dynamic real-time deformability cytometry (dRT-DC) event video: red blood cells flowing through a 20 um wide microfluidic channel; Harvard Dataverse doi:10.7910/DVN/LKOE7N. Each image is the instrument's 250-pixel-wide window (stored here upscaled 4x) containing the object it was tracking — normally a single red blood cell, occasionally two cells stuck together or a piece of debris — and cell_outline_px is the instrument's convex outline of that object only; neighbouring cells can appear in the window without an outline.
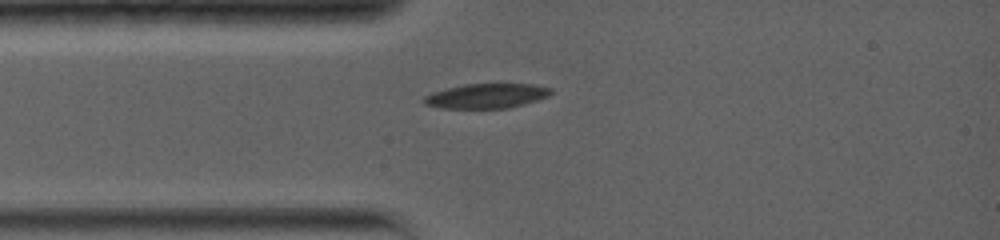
{"species": "common noctule bat (a hibernating species)", "species_latin": "Nyctalus noctula", "temperature_condition": "warm", "stored_images_in_passage": 25, "camera_frame_rate_fps": 5000, "um_per_image_px": 0.085, "animal": {"sex": "female", "body_mass_g": 19.0, "forearm_length_mm": 56.7}, "frame": {"image": 1, "passage_image": 1, "time_ms": 0.0, "image_size_px": [1000, 240], "cell_outline_px": [[552, 92], [548, 96], [524, 104], [508, 108], [440, 108], [424, 104], [420, 100], [424, 96], [432, 92], [464, 84], [536, 84], [552, 88]], "centroid_in_image_um": [41.33, 8.15], "position_along_channel_um": 43.7, "area_um2": 18.32}}
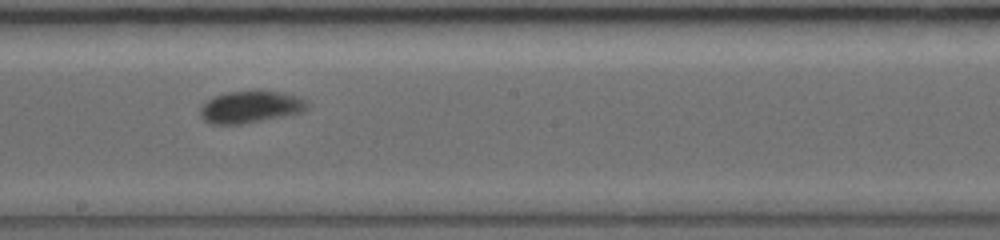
{"frame": {"image": 2, "passage_image": 15, "time_ms": 5.0, "image_size_px": [1000, 240], "cell_outline_px": [[308, 108], [304, 112], [244, 124], [208, 124], [200, 116], [200, 108], [208, 100], [224, 92], [280, 92], [296, 96], [304, 100], [308, 104]], "centroid_in_image_um": [21.27, 9.12], "position_along_channel_um": 226.9, "area_um2": 19.71}}
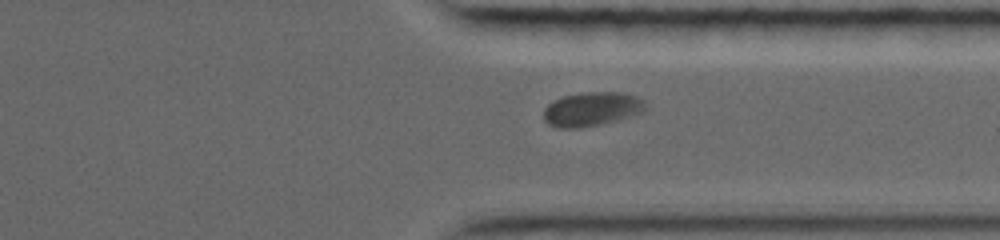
{"frame": {"image": 3, "passage_image": 25, "time_ms": 8.6, "image_size_px": [1000, 240], "cell_outline_px": [[648, 108], [644, 112], [616, 120], [600, 124], [580, 128], [556, 128], [548, 124], [544, 120], [544, 108], [548, 104], [564, 96], [584, 92], [620, 92], [636, 96], [644, 100]], "centroid_in_image_um": [50.32, 9.27], "position_along_channel_um": 361.1, "area_um2": 20.29}}